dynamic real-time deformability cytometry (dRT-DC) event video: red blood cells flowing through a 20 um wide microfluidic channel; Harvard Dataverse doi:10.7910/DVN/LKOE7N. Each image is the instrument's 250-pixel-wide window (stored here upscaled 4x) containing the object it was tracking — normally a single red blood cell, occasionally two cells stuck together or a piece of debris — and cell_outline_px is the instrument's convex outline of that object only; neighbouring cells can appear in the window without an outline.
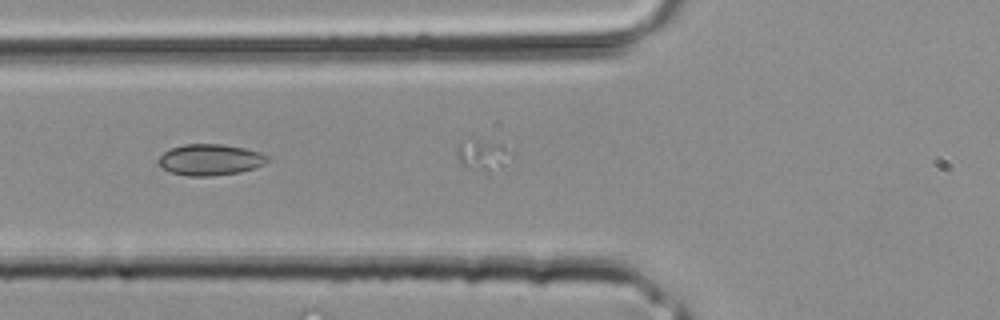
{"species": "common noctule bat (a hibernating species)", "species_latin": "Nyctalus noctula", "temperature_condition": "room temperature", "stored_images_in_passage": 9, "camera_frame_rate_fps": 3000, "um_per_image_px": 0.085, "animal": {"sex": "male", "body_mass_g": 20.4}, "frame": {"image": 1, "passage_image": 7, "time_ms": 2.0, "image_size_px": [1000, 320], "cell_outline_px": [[268, 160], [264, 164], [256, 168], [240, 172], [212, 176], [188, 176], [168, 172], [156, 160], [164, 152], [172, 148], [184, 144], [224, 144], [244, 148], [260, 152], [268, 156]], "centroid_in_image_um": [17.87, 13.58], "position_along_channel_um": 107.9, "area_um2": 19.88}}
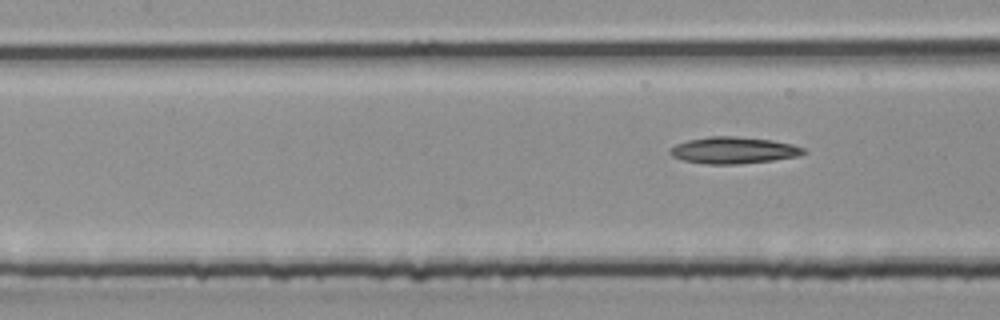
{"frame": {"image": 2, "passage_image": 9, "time_ms": 2.667, "image_size_px": [1000, 320], "cell_outline_px": [[808, 152], [800, 156], [772, 160], [740, 164], [708, 164], [684, 160], [672, 156], [668, 152], [668, 148], [676, 144], [688, 140], [708, 136], [736, 136], [772, 140], [792, 144], [804, 148]], "centroid_in_image_um": [62.35, 12.77], "position_along_channel_um": 145.0, "area_um2": 20.87}}